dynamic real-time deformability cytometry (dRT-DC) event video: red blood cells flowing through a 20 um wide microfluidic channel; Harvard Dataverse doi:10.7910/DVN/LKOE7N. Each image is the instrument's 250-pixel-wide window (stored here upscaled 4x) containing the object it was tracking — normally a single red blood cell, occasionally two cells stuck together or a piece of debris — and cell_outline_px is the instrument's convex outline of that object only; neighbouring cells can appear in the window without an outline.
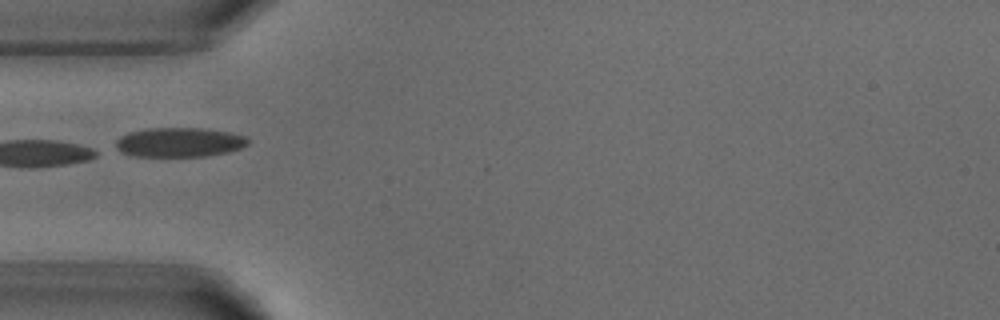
{"species": "common noctule bat (a hibernating species)", "species_latin": "Nyctalus noctula", "temperature_condition": "warm", "stored_images_in_passage": 5, "camera_frame_rate_fps": 3000, "um_per_image_px": 0.085, "animal": {"sex": "male", "body_mass_g": 18.8}, "frame": {"image": 1, "passage_image": 5, "time_ms": 4.667, "image_size_px": [1000, 320], "cell_outline_px": [[248, 144], [240, 148], [228, 152], [204, 156], [132, 156], [120, 152], [116, 148], [116, 140], [120, 136], [128, 132], [148, 128], [200, 128], [228, 132], [244, 136], [248, 140]], "centroid_in_image_um": [15.19, 12.09], "position_along_channel_um": 69.8, "area_um2": 22.6}}